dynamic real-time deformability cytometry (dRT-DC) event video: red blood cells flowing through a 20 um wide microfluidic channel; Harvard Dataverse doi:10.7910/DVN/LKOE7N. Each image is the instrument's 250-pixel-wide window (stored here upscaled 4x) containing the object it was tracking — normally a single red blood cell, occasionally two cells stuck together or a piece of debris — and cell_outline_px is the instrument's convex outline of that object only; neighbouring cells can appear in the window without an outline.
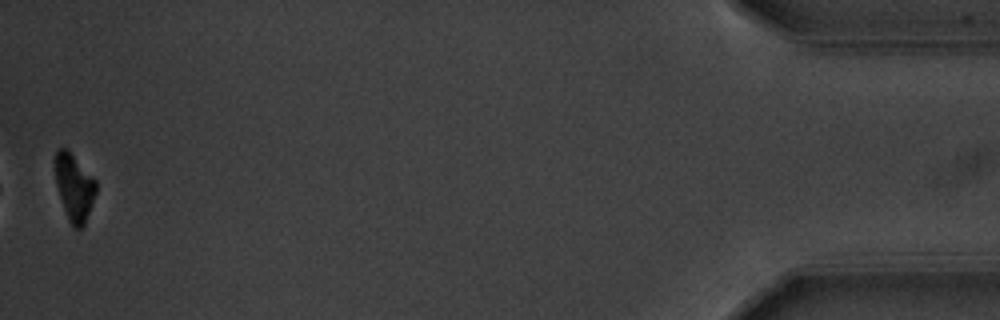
{"species": "common noctule bat (a hibernating species)", "species_latin": "Nyctalus noctula", "temperature_condition": "warm", "stored_images_in_passage": 38, "camera_frame_rate_fps": 3000, "um_per_image_px": 0.085, "animal": {"sex": "male", "body_mass_g": 20.1, "forearm_length_mm": 53.5}, "frame": {"image": 1, "passage_image": 38, "time_ms": 12.333, "image_size_px": [1000, 320], "cell_outline_px": [[96, 192], [92, 204], [84, 224], [80, 228], [72, 228], [68, 220], [56, 184], [56, 152], [60, 148], [64, 148], [96, 180]], "centroid_in_image_um": [6.32, 15.98], "position_along_channel_um": 428.9, "area_um2": 15.26}, "authors_computed_cell_mechanics": {"area_um2": 18.9006, "velocity_mm_per_s": 3.7102, "shape_relaxation_time_tau1_ms": 2.3684, "shape_relaxation_time_tau2_ms": null, "deformation_change_tau1": 0.1327, "deformation_change_tau2": null}}